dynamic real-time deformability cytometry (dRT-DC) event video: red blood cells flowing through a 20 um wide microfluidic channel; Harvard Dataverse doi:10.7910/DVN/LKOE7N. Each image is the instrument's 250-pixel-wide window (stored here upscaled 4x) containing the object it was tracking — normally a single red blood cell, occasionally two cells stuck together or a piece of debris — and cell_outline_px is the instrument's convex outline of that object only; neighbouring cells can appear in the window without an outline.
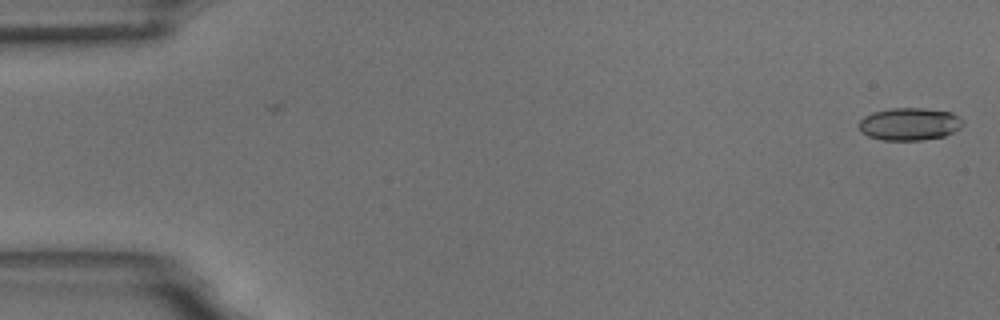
{"species": "common noctule bat (a hibernating species)", "species_latin": "Nyctalus noctula", "temperature_condition": "room temperature", "stored_images_in_passage": 6, "camera_frame_rate_fps": 3000, "um_per_image_px": 0.085, "animal": {"sex": "male", "body_mass_g": 18.8}, "frame": {"image": 1, "passage_image": 6, "time_ms": 1.667, "image_size_px": [1000, 320], "cell_outline_px": [[964, 124], [960, 128], [944, 136], [920, 140], [884, 140], [868, 136], [860, 132], [860, 120], [864, 116], [872, 112], [888, 108], [924, 108], [952, 112], [964, 120]], "centroid_in_image_um": [77.31, 10.53], "position_along_channel_um": 7.7, "area_um2": 19.83}}